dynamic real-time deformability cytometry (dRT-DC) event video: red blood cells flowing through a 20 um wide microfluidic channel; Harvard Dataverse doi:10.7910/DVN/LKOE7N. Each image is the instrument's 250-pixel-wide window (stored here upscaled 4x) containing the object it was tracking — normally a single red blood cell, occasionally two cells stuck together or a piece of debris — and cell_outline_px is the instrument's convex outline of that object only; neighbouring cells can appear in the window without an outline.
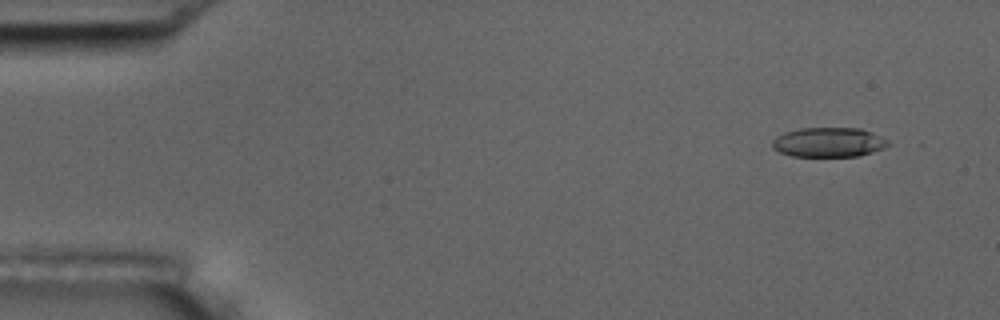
{"species": "common noctule bat (a hibernating species)", "species_latin": "Nyctalus noctula", "temperature_condition": "room temperature", "stored_images_in_passage": 5, "camera_frame_rate_fps": 3000, "um_per_image_px": 0.085, "animal": {"sex": "male", "body_mass_g": 17.5, "forearm_length_mm": 52.3}, "frame": {"image": 1, "passage_image": 2, "time_ms": 1.0, "image_size_px": [1000, 320], "cell_outline_px": [[892, 144], [884, 148], [860, 156], [792, 156], [780, 152], [772, 148], [772, 140], [776, 136], [784, 132], [800, 128], [860, 128], [872, 132], [888, 140]], "centroid_in_image_um": [70.44, 12.09], "position_along_channel_um": 14.6, "area_um2": 20.11}}
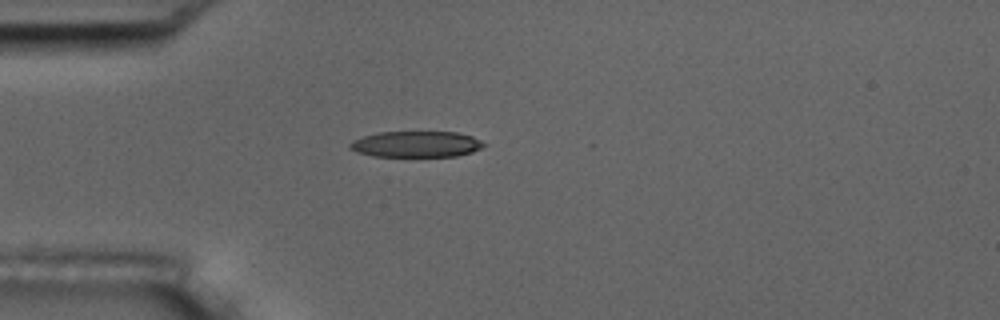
{"frame": {"image": 2, "passage_image": 5, "time_ms": 4.667, "image_size_px": [1000, 320], "cell_outline_px": [[488, 144], [472, 152], [456, 156], [372, 156], [356, 152], [348, 148], [348, 144], [352, 140], [364, 136], [380, 132], [456, 132], [472, 136]], "centroid_in_image_um": [35.36, 12.25], "position_along_channel_um": 49.6, "area_um2": 20.35}}